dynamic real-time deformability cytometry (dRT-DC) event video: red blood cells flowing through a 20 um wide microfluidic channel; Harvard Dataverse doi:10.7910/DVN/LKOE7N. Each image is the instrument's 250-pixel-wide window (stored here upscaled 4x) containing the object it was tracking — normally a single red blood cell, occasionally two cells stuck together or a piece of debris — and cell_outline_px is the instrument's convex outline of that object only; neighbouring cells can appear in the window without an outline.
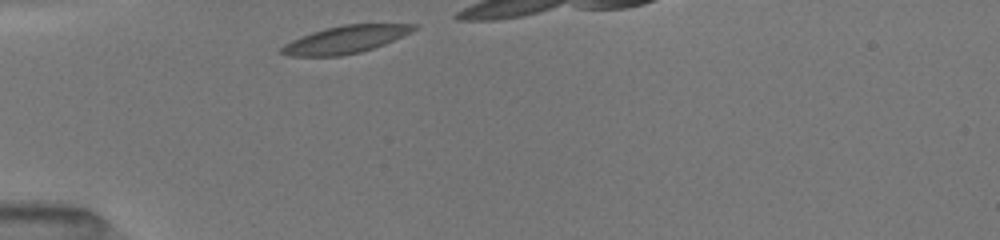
{"species": "common noctule bat (a hibernating species)", "species_latin": "Nyctalus noctula", "temperature_condition": "room temperature", "stored_images_in_passage": 11, "camera_frame_rate_fps": 3000, "um_per_image_px": 0.085, "animal": {"sex": "female", "body_mass_g": 19.5, "forearm_length_mm": 54.1}, "frame": {"image": 1, "passage_image": 1, "time_ms": 0.0, "image_size_px": [1000, 240], "cell_outline_px": [[416, 28], [384, 44], [360, 52], [340, 56], [288, 56], [280, 52], [280, 48], [284, 44], [300, 36], [324, 28], [344, 24], [416, 24]], "centroid_in_image_um": [29.27, 3.36], "position_along_channel_um": 55.7, "area_um2": 20.87}}
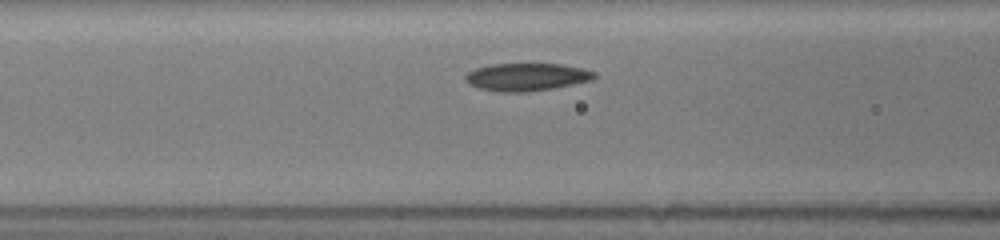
{"frame": {"image": 2, "passage_image": 8, "time_ms": 2.0, "image_size_px": [1000, 240], "cell_outline_px": [[596, 76], [592, 80], [556, 88], [524, 92], [500, 92], [480, 88], [468, 84], [464, 80], [464, 76], [468, 72], [476, 68], [488, 64], [560, 64], [580, 68], [596, 72]], "centroid_in_image_um": [44.74, 6.54], "position_along_channel_um": 121.9, "area_um2": 20.87}}